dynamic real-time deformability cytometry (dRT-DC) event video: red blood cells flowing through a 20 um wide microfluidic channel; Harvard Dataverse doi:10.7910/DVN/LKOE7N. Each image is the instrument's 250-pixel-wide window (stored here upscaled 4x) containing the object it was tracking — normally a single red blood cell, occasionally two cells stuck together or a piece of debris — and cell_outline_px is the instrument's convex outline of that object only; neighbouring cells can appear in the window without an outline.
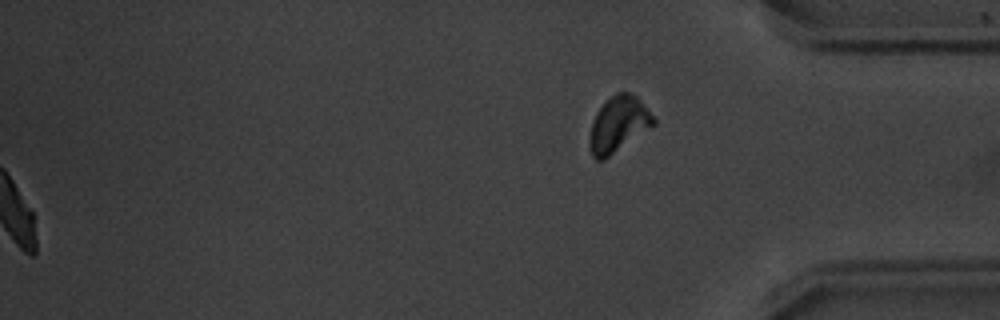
{"species": "common noctule bat (a hibernating species)", "species_latin": "Nyctalus noctula", "temperature_condition": "warm", "stored_images_in_passage": 55, "segment_of_instrument_passage": [2, 2], "camera_frame_rate_fps": 3000, "um_per_image_px": 0.085, "animal": {"sex": "male", "body_mass_g": 20.1, "forearm_length_mm": 53.5}, "frame": {"image": 1, "passage_image": 55, "time_ms": 18.0, "image_size_px": [1000, 320], "cell_outline_px": [[656, 124], [604, 160], [596, 160], [592, 156], [588, 144], [588, 140], [592, 120], [596, 112], [604, 100], [616, 92], [628, 92], [636, 96], [644, 104], [656, 120]], "centroid_in_image_um": [52.53, 10.56], "position_along_channel_um": 382.7, "area_um2": 21.04}}